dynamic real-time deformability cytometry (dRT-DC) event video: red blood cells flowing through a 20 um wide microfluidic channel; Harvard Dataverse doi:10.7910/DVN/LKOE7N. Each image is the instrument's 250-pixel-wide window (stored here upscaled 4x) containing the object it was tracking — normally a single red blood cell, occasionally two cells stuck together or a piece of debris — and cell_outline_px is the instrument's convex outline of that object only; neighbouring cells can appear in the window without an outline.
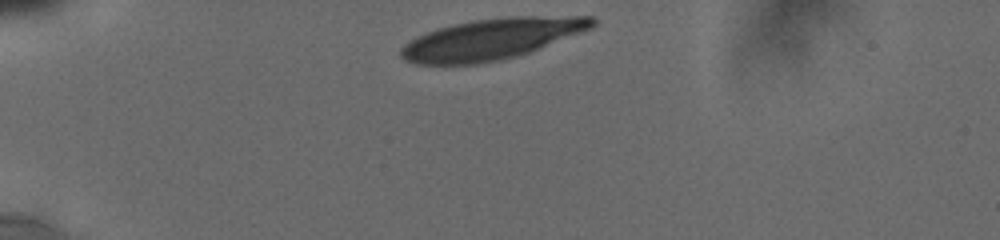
{"species": "human", "species_latin": "Homo sapiens", "temperature_condition": "cold", "stored_images_in_passage": 8, "camera_frame_rate_fps": 3000, "um_per_image_px": 0.085, "donor": {"sex": "male"}, "frame": {"image": 1, "passage_image": 1, "time_ms": 0.0, "image_size_px": [1000, 240], "cell_outline_px": [[596, 24], [592, 28], [528, 52], [516, 56], [500, 60], [476, 64], [416, 64], [404, 60], [400, 56], [400, 48], [408, 40], [416, 36], [452, 24], [476, 20], [508, 16], [592, 16], [596, 20]], "centroid_in_image_um": [41.76, 3.31], "position_along_channel_um": 43.2, "area_um2": 45.43}}